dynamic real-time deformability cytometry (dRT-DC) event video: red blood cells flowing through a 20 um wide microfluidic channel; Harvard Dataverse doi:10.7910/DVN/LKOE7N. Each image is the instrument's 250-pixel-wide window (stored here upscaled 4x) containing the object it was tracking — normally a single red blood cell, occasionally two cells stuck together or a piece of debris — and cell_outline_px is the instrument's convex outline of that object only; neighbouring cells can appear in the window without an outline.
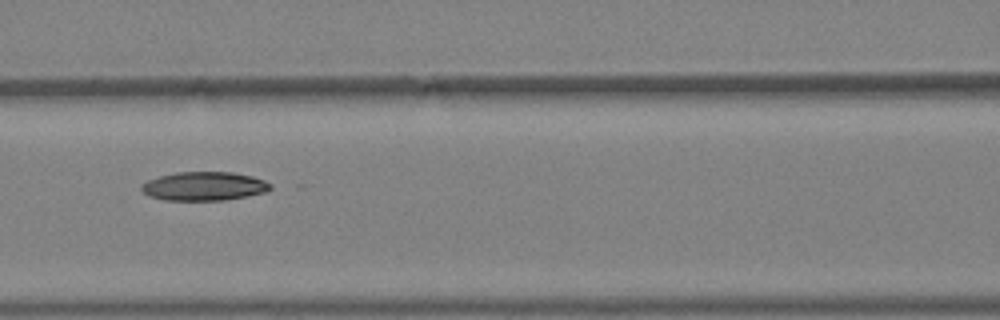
{"species": "Egyptian fruit bat (a non-hibernating species)", "species_latin": "Rousettus aegyptiacus", "temperature_condition": "warm", "stored_images_in_passage": 6, "camera_frame_rate_fps": 3000, "um_per_image_px": 0.085, "animal": {"sex": "female"}, "frame": {"image": 1, "passage_image": 6, "time_ms": 1.667, "image_size_px": [1000, 320], "cell_outline_px": [[272, 188], [264, 192], [248, 196], [224, 200], [164, 200], [148, 196], [140, 188], [140, 184], [148, 180], [160, 176], [176, 172], [232, 172], [252, 176], [264, 180], [272, 184]], "centroid_in_image_um": [17.34, 15.82], "position_along_channel_um": 149.3, "area_um2": 21.68}}